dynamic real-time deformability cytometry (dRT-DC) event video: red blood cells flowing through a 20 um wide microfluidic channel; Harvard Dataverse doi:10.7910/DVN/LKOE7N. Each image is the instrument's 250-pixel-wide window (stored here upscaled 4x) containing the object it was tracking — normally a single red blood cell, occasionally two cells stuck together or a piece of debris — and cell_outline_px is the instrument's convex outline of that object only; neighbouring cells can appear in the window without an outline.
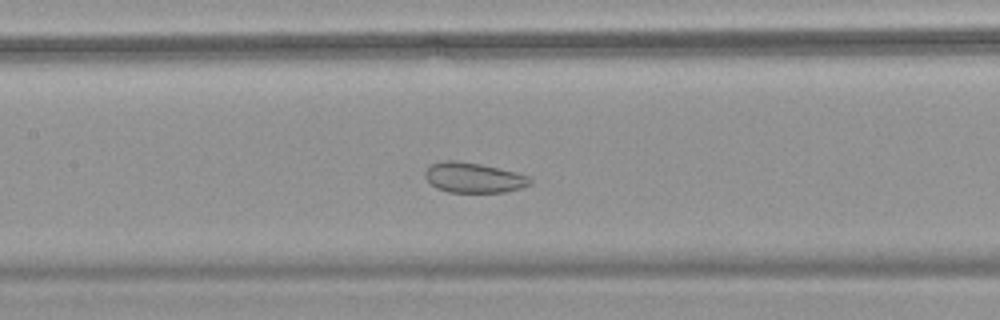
{"species": "common noctule bat (a hibernating species)", "species_latin": "Nyctalus noctula", "temperature_condition": "warm", "stored_images_in_passage": 52, "camera_frame_rate_fps": 3000, "um_per_image_px": 0.085, "animal": {"sex": "female", "body_mass_g": 18.4}, "frame": {"image": 1, "passage_image": 23, "time_ms": 7.333, "image_size_px": [1000, 320], "cell_outline_px": [[532, 180], [528, 184], [520, 188], [504, 192], [448, 192], [436, 188], [424, 176], [424, 172], [432, 164], [444, 160], [456, 160], [480, 164], [516, 172], [528, 176]], "centroid_in_image_um": [40.23, 15.1], "position_along_channel_um": 167.2, "area_um2": 18.26}}
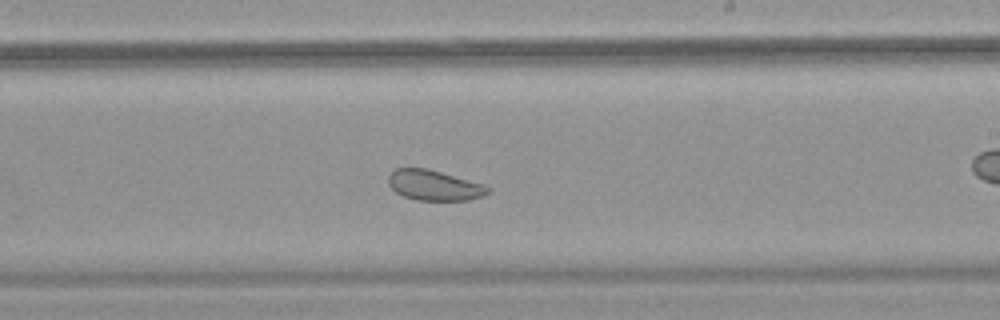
{"frame": {"image": 2, "passage_image": 30, "time_ms": 9.667, "image_size_px": [1000, 320], "cell_outline_px": [[492, 192], [484, 196], [468, 200], [416, 200], [404, 196], [396, 192], [388, 184], [388, 176], [396, 168], [428, 168], [484, 184], [492, 188]], "centroid_in_image_um": [36.95, 15.75], "position_along_channel_um": 252.0, "area_um2": 17.74}, "authors_computed_cell_mechanics": {"area_um2": 24.7095, "velocity_mm_per_s": 3.6671, "shape_relaxation_time_tau1_ms": null, "shape_relaxation_time_tau2_ms": 1.5632, "deformation_change_tau1": null, "deformation_change_tau2": 0.0727}}